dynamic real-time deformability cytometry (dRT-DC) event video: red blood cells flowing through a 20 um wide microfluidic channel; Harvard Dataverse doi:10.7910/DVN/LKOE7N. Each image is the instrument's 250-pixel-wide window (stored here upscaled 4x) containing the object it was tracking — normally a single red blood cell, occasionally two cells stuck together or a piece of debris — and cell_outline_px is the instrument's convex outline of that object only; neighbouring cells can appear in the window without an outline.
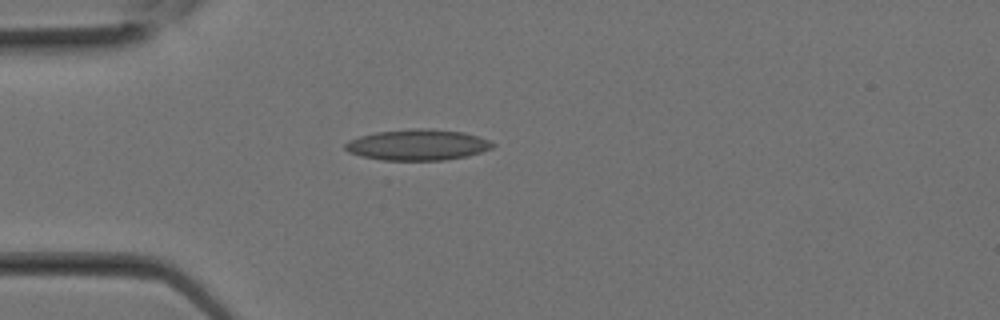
{"species": "Egyptian fruit bat (a non-hibernating species)", "species_latin": "Rousettus aegyptiacus", "temperature_condition": "room temperature", "stored_images_in_passage": 3, "camera_frame_rate_fps": 3000, "um_per_image_px": 0.085, "animal": {"sex": "female"}, "frame": {"image": 1, "passage_image": 1, "time_ms": 0.0, "image_size_px": [1000, 320], "cell_outline_px": [[496, 144], [492, 148], [468, 156], [444, 160], [384, 160], [360, 156], [348, 152], [344, 148], [344, 144], [348, 140], [360, 136], [376, 132], [416, 128], [424, 128], [464, 132], [488, 140]], "centroid_in_image_um": [35.47, 12.31], "position_along_channel_um": 49.5, "area_um2": 26.53}}